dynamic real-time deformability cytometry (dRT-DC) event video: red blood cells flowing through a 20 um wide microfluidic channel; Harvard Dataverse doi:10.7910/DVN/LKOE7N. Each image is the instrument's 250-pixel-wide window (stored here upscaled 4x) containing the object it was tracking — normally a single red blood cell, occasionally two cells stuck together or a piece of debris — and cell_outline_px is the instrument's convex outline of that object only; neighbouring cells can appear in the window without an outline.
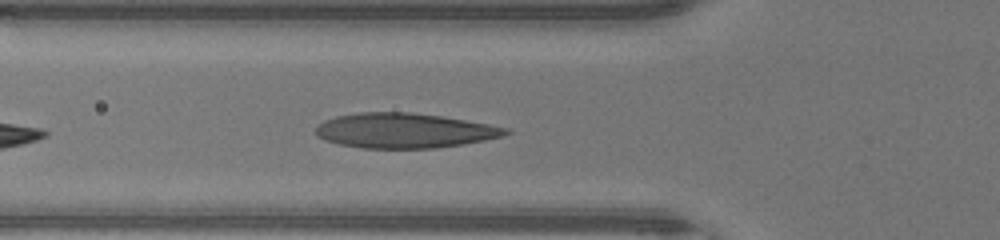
{"species": "human", "species_latin": "Homo sapiens", "temperature_condition": "warm", "stored_images_in_passage": 25, "camera_frame_rate_fps": 3000, "um_per_image_px": 0.085, "donor": {"sex": "male"}, "frame": {"image": 1, "passage_image": 4, "time_ms": 1.0, "image_size_px": [1000, 240], "cell_outline_px": [[512, 132], [504, 136], [484, 140], [460, 144], [432, 148], [360, 148], [340, 144], [324, 140], [316, 136], [316, 128], [324, 120], [336, 116], [356, 112], [412, 112], [440, 116], [488, 124], [508, 128]], "centroid_in_image_um": [34.34, 11.09], "position_along_channel_um": 91.5, "area_um2": 38.49}}
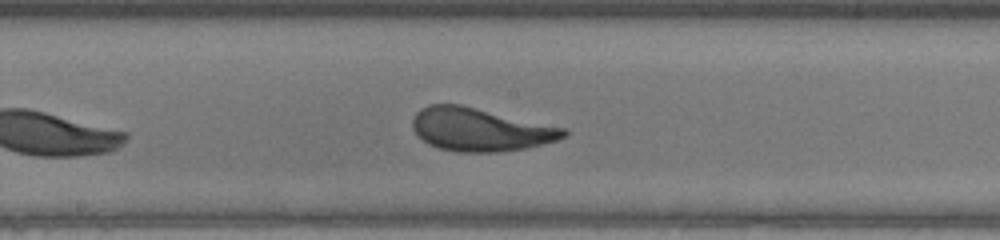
{"frame": {"image": 2, "passage_image": 12, "time_ms": 3.667, "image_size_px": [1000, 240], "cell_outline_px": [[568, 132], [564, 136], [556, 140], [524, 148], [496, 152], [456, 152], [440, 148], [428, 144], [412, 128], [412, 120], [416, 112], [420, 108], [428, 104], [460, 104], [568, 128]], "centroid_in_image_um": [40.8, 10.99], "position_along_channel_um": 207.4, "area_um2": 37.92}}
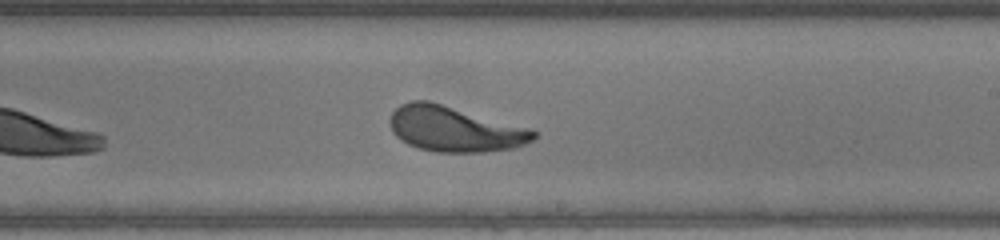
{"frame": {"image": 3, "passage_image": 15, "time_ms": 4.667, "image_size_px": [1000, 240], "cell_outline_px": [[536, 136], [532, 140], [516, 148], [484, 152], [436, 152], [420, 148], [408, 144], [400, 140], [392, 132], [388, 120], [392, 112], [400, 104], [412, 100], [428, 100], [532, 128], [536, 132]], "centroid_in_image_um": [38.64, 10.96], "position_along_channel_um": 250.4, "area_um2": 38.32}, "authors_computed_cell_mechanics": {"area_um2": 37.5122, "velocity_mm_per_s": 4.3238, "shape_relaxation_time_tau1_ms": 2.9515, "shape_relaxation_time_tau2_ms": 0.6873, "deformation_change_tau1": 0.1797, "deformation_change_tau2": 0.0755}}